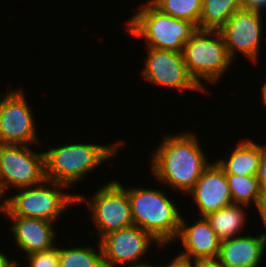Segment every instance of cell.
I'll return each mask as SVG.
<instances>
[{
  "label": "cell",
  "mask_w": 266,
  "mask_h": 267,
  "mask_svg": "<svg viewBox=\"0 0 266 267\" xmlns=\"http://www.w3.org/2000/svg\"><path fill=\"white\" fill-rule=\"evenodd\" d=\"M150 159V170L156 180L172 190L188 194L211 164L195 134L181 132L163 136Z\"/></svg>",
  "instance_id": "obj_1"
},
{
  "label": "cell",
  "mask_w": 266,
  "mask_h": 267,
  "mask_svg": "<svg viewBox=\"0 0 266 267\" xmlns=\"http://www.w3.org/2000/svg\"><path fill=\"white\" fill-rule=\"evenodd\" d=\"M124 143L125 141L119 140L110 145L80 142L50 146L44 151L45 178L71 188L98 168V165L100 167L105 161L115 158L118 155L117 149L123 147Z\"/></svg>",
  "instance_id": "obj_2"
},
{
  "label": "cell",
  "mask_w": 266,
  "mask_h": 267,
  "mask_svg": "<svg viewBox=\"0 0 266 267\" xmlns=\"http://www.w3.org/2000/svg\"><path fill=\"white\" fill-rule=\"evenodd\" d=\"M131 204L134 225L148 232L160 245L173 244L178 237L181 214L164 190L125 188Z\"/></svg>",
  "instance_id": "obj_3"
},
{
  "label": "cell",
  "mask_w": 266,
  "mask_h": 267,
  "mask_svg": "<svg viewBox=\"0 0 266 267\" xmlns=\"http://www.w3.org/2000/svg\"><path fill=\"white\" fill-rule=\"evenodd\" d=\"M142 5L126 21L129 35L146 40L148 48L182 52L197 27L190 21L163 13L150 0Z\"/></svg>",
  "instance_id": "obj_4"
},
{
  "label": "cell",
  "mask_w": 266,
  "mask_h": 267,
  "mask_svg": "<svg viewBox=\"0 0 266 267\" xmlns=\"http://www.w3.org/2000/svg\"><path fill=\"white\" fill-rule=\"evenodd\" d=\"M182 54L189 75L205 91L202 80L215 85L235 62L219 30L197 29L185 43Z\"/></svg>",
  "instance_id": "obj_5"
},
{
  "label": "cell",
  "mask_w": 266,
  "mask_h": 267,
  "mask_svg": "<svg viewBox=\"0 0 266 267\" xmlns=\"http://www.w3.org/2000/svg\"><path fill=\"white\" fill-rule=\"evenodd\" d=\"M65 188L69 187L46 179L41 184L20 188L19 193L7 196L0 213L3 212L7 216L39 218L55 223L69 206L77 203V195L65 193Z\"/></svg>",
  "instance_id": "obj_6"
},
{
  "label": "cell",
  "mask_w": 266,
  "mask_h": 267,
  "mask_svg": "<svg viewBox=\"0 0 266 267\" xmlns=\"http://www.w3.org/2000/svg\"><path fill=\"white\" fill-rule=\"evenodd\" d=\"M77 195V203L84 202L91 215L93 226L96 227L99 236L98 241L109 234L134 224L131 215V204L128 193L120 183L113 180L95 191L90 198ZM88 198V199H87Z\"/></svg>",
  "instance_id": "obj_7"
},
{
  "label": "cell",
  "mask_w": 266,
  "mask_h": 267,
  "mask_svg": "<svg viewBox=\"0 0 266 267\" xmlns=\"http://www.w3.org/2000/svg\"><path fill=\"white\" fill-rule=\"evenodd\" d=\"M45 179L44 152L28 145L0 144V184L5 194L10 187L18 190Z\"/></svg>",
  "instance_id": "obj_8"
},
{
  "label": "cell",
  "mask_w": 266,
  "mask_h": 267,
  "mask_svg": "<svg viewBox=\"0 0 266 267\" xmlns=\"http://www.w3.org/2000/svg\"><path fill=\"white\" fill-rule=\"evenodd\" d=\"M100 245L103 253L105 267H140L149 266L152 263L142 261L147 254L151 243L160 245L148 232L137 225L110 232L102 237ZM140 261V262H139ZM128 264V265H127Z\"/></svg>",
  "instance_id": "obj_9"
},
{
  "label": "cell",
  "mask_w": 266,
  "mask_h": 267,
  "mask_svg": "<svg viewBox=\"0 0 266 267\" xmlns=\"http://www.w3.org/2000/svg\"><path fill=\"white\" fill-rule=\"evenodd\" d=\"M7 92L0 94V144L37 146L36 124L23 89Z\"/></svg>",
  "instance_id": "obj_10"
},
{
  "label": "cell",
  "mask_w": 266,
  "mask_h": 267,
  "mask_svg": "<svg viewBox=\"0 0 266 267\" xmlns=\"http://www.w3.org/2000/svg\"><path fill=\"white\" fill-rule=\"evenodd\" d=\"M141 74L143 79L156 85L179 91L205 92L189 75L182 52L148 48ZM199 91V92H198Z\"/></svg>",
  "instance_id": "obj_11"
},
{
  "label": "cell",
  "mask_w": 266,
  "mask_h": 267,
  "mask_svg": "<svg viewBox=\"0 0 266 267\" xmlns=\"http://www.w3.org/2000/svg\"><path fill=\"white\" fill-rule=\"evenodd\" d=\"M262 19V13L241 8L219 29L232 60L240 52L254 64L257 63L261 51Z\"/></svg>",
  "instance_id": "obj_12"
},
{
  "label": "cell",
  "mask_w": 266,
  "mask_h": 267,
  "mask_svg": "<svg viewBox=\"0 0 266 267\" xmlns=\"http://www.w3.org/2000/svg\"><path fill=\"white\" fill-rule=\"evenodd\" d=\"M188 194L194 198L200 211V217H206L233 204L226 174L216 161L203 171Z\"/></svg>",
  "instance_id": "obj_13"
},
{
  "label": "cell",
  "mask_w": 266,
  "mask_h": 267,
  "mask_svg": "<svg viewBox=\"0 0 266 267\" xmlns=\"http://www.w3.org/2000/svg\"><path fill=\"white\" fill-rule=\"evenodd\" d=\"M179 239L183 249L185 248L181 254L191 259H214L219 255L221 240L206 217L199 218L190 226L182 217L176 241Z\"/></svg>",
  "instance_id": "obj_14"
},
{
  "label": "cell",
  "mask_w": 266,
  "mask_h": 267,
  "mask_svg": "<svg viewBox=\"0 0 266 267\" xmlns=\"http://www.w3.org/2000/svg\"><path fill=\"white\" fill-rule=\"evenodd\" d=\"M12 221L10 226L16 245L23 250L25 256L51 249L54 245L56 231L54 223L39 219L22 216H7Z\"/></svg>",
  "instance_id": "obj_15"
},
{
  "label": "cell",
  "mask_w": 266,
  "mask_h": 267,
  "mask_svg": "<svg viewBox=\"0 0 266 267\" xmlns=\"http://www.w3.org/2000/svg\"><path fill=\"white\" fill-rule=\"evenodd\" d=\"M265 248L258 236H235L221 241L217 259L224 267H259Z\"/></svg>",
  "instance_id": "obj_16"
},
{
  "label": "cell",
  "mask_w": 266,
  "mask_h": 267,
  "mask_svg": "<svg viewBox=\"0 0 266 267\" xmlns=\"http://www.w3.org/2000/svg\"><path fill=\"white\" fill-rule=\"evenodd\" d=\"M242 140L236 143L237 146L231 150L229 158H219L216 162L226 175L257 176L262 152L266 146L250 139Z\"/></svg>",
  "instance_id": "obj_17"
},
{
  "label": "cell",
  "mask_w": 266,
  "mask_h": 267,
  "mask_svg": "<svg viewBox=\"0 0 266 267\" xmlns=\"http://www.w3.org/2000/svg\"><path fill=\"white\" fill-rule=\"evenodd\" d=\"M244 206L232 204L206 216V219L210 222L212 229L221 241L239 236V233L244 229L243 227L247 222Z\"/></svg>",
  "instance_id": "obj_18"
},
{
  "label": "cell",
  "mask_w": 266,
  "mask_h": 267,
  "mask_svg": "<svg viewBox=\"0 0 266 267\" xmlns=\"http://www.w3.org/2000/svg\"><path fill=\"white\" fill-rule=\"evenodd\" d=\"M233 204L249 207L252 203L259 209L266 202L257 176L226 175ZM249 205V206H248Z\"/></svg>",
  "instance_id": "obj_19"
},
{
  "label": "cell",
  "mask_w": 266,
  "mask_h": 267,
  "mask_svg": "<svg viewBox=\"0 0 266 267\" xmlns=\"http://www.w3.org/2000/svg\"><path fill=\"white\" fill-rule=\"evenodd\" d=\"M241 8L243 0H202L199 29L219 30Z\"/></svg>",
  "instance_id": "obj_20"
},
{
  "label": "cell",
  "mask_w": 266,
  "mask_h": 267,
  "mask_svg": "<svg viewBox=\"0 0 266 267\" xmlns=\"http://www.w3.org/2000/svg\"><path fill=\"white\" fill-rule=\"evenodd\" d=\"M95 247H59V267H105L100 242ZM99 250V251H98Z\"/></svg>",
  "instance_id": "obj_21"
},
{
  "label": "cell",
  "mask_w": 266,
  "mask_h": 267,
  "mask_svg": "<svg viewBox=\"0 0 266 267\" xmlns=\"http://www.w3.org/2000/svg\"><path fill=\"white\" fill-rule=\"evenodd\" d=\"M163 13L193 23L199 29L202 0H150Z\"/></svg>",
  "instance_id": "obj_22"
},
{
  "label": "cell",
  "mask_w": 266,
  "mask_h": 267,
  "mask_svg": "<svg viewBox=\"0 0 266 267\" xmlns=\"http://www.w3.org/2000/svg\"><path fill=\"white\" fill-rule=\"evenodd\" d=\"M29 267H59V245L24 256Z\"/></svg>",
  "instance_id": "obj_23"
},
{
  "label": "cell",
  "mask_w": 266,
  "mask_h": 267,
  "mask_svg": "<svg viewBox=\"0 0 266 267\" xmlns=\"http://www.w3.org/2000/svg\"><path fill=\"white\" fill-rule=\"evenodd\" d=\"M170 261L168 264H161L160 266L152 263L151 267H195V260L181 253Z\"/></svg>",
  "instance_id": "obj_24"
},
{
  "label": "cell",
  "mask_w": 266,
  "mask_h": 267,
  "mask_svg": "<svg viewBox=\"0 0 266 267\" xmlns=\"http://www.w3.org/2000/svg\"><path fill=\"white\" fill-rule=\"evenodd\" d=\"M257 178L259 180L260 187L266 196V148L262 152Z\"/></svg>",
  "instance_id": "obj_25"
},
{
  "label": "cell",
  "mask_w": 266,
  "mask_h": 267,
  "mask_svg": "<svg viewBox=\"0 0 266 267\" xmlns=\"http://www.w3.org/2000/svg\"><path fill=\"white\" fill-rule=\"evenodd\" d=\"M243 8L262 13L263 9L266 10V0H243Z\"/></svg>",
  "instance_id": "obj_26"
},
{
  "label": "cell",
  "mask_w": 266,
  "mask_h": 267,
  "mask_svg": "<svg viewBox=\"0 0 266 267\" xmlns=\"http://www.w3.org/2000/svg\"><path fill=\"white\" fill-rule=\"evenodd\" d=\"M195 267H224L217 258L195 260Z\"/></svg>",
  "instance_id": "obj_27"
},
{
  "label": "cell",
  "mask_w": 266,
  "mask_h": 267,
  "mask_svg": "<svg viewBox=\"0 0 266 267\" xmlns=\"http://www.w3.org/2000/svg\"><path fill=\"white\" fill-rule=\"evenodd\" d=\"M259 212V215L262 219L263 224L266 227V206L263 205L262 207H260L259 209H257ZM259 238L261 239L262 243L264 244V248L266 251V233H261L259 234Z\"/></svg>",
  "instance_id": "obj_28"
},
{
  "label": "cell",
  "mask_w": 266,
  "mask_h": 267,
  "mask_svg": "<svg viewBox=\"0 0 266 267\" xmlns=\"http://www.w3.org/2000/svg\"><path fill=\"white\" fill-rule=\"evenodd\" d=\"M16 260H10L5 253L0 252V267H11Z\"/></svg>",
  "instance_id": "obj_29"
},
{
  "label": "cell",
  "mask_w": 266,
  "mask_h": 267,
  "mask_svg": "<svg viewBox=\"0 0 266 267\" xmlns=\"http://www.w3.org/2000/svg\"><path fill=\"white\" fill-rule=\"evenodd\" d=\"M3 200H2V199ZM6 200H7V196H5V192H4V190H3V188H2V186H1V184H0V209L2 208V207H4V205H5V203H6Z\"/></svg>",
  "instance_id": "obj_30"
},
{
  "label": "cell",
  "mask_w": 266,
  "mask_h": 267,
  "mask_svg": "<svg viewBox=\"0 0 266 267\" xmlns=\"http://www.w3.org/2000/svg\"><path fill=\"white\" fill-rule=\"evenodd\" d=\"M260 93V95L262 96V102L264 106H266V81L264 82V84H262Z\"/></svg>",
  "instance_id": "obj_31"
},
{
  "label": "cell",
  "mask_w": 266,
  "mask_h": 267,
  "mask_svg": "<svg viewBox=\"0 0 266 267\" xmlns=\"http://www.w3.org/2000/svg\"><path fill=\"white\" fill-rule=\"evenodd\" d=\"M20 263H18V261H16L11 267H19Z\"/></svg>",
  "instance_id": "obj_32"
}]
</instances>
